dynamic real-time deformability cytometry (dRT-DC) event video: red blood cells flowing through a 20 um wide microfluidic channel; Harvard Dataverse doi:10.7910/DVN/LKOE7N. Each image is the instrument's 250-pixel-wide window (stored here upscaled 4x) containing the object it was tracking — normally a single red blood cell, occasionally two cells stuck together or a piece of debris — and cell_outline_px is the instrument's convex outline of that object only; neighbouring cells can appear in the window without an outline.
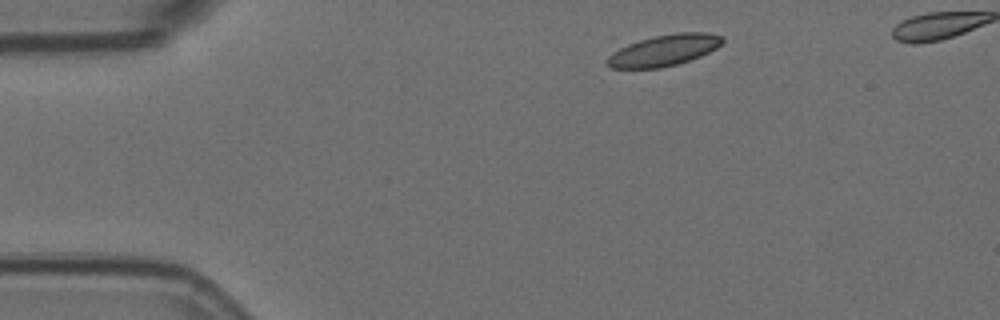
{"species": "Egyptian fruit bat (a non-hibernating species)", "species_latin": "Rousettus aegyptiacus", "temperature_condition": "room temperature", "stored_images_in_passage": 4, "camera_frame_rate_fps": 3000, "um_per_image_px": 0.085, "animal": {"sex": "female"}, "frame": {"image": 1, "passage_image": 1, "time_ms": 0.0, "image_size_px": [1000, 320], "cell_outline_px": [[724, 40], [716, 48], [700, 56], [676, 64], [660, 68], [612, 68], [604, 60], [620, 44], [652, 36], [676, 32], [708, 32], [724, 36]], "centroid_in_image_um": [56.37, 4.25], "position_along_channel_um": 28.6, "area_um2": 21.39}}